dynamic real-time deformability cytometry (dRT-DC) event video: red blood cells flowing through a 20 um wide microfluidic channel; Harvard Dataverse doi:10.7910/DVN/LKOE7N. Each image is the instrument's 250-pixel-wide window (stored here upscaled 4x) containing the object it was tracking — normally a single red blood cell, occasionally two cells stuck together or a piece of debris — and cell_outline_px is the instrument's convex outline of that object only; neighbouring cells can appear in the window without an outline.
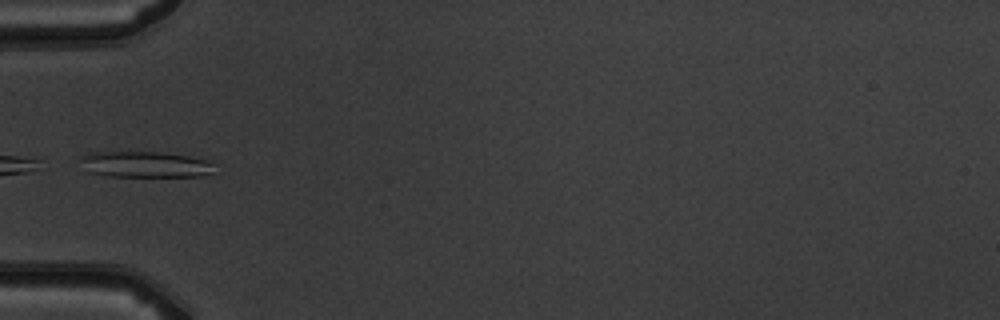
{"species": "common noctule bat (a hibernating species)", "species_latin": "Nyctalus noctula", "temperature_condition": "warm", "stored_images_in_passage": 1, "camera_frame_rate_fps": 3000, "um_per_image_px": 0.085, "animal": {"sex": "male", "body_mass_g": 19.5, "forearm_length_mm": 54.6}, "frame": {"image": 1, "passage_image": 1, "time_ms": 0.0, "image_size_px": [1000, 320], "cell_outline_px": [[216, 164], [212, 172], [200, 176], [108, 176], [88, 172], [80, 156], [92, 152], [160, 152], [188, 156], [208, 160]], "centroid_in_image_um": [12.38, 13.97], "position_along_channel_um": 72.6, "area_um2": 20.17}}